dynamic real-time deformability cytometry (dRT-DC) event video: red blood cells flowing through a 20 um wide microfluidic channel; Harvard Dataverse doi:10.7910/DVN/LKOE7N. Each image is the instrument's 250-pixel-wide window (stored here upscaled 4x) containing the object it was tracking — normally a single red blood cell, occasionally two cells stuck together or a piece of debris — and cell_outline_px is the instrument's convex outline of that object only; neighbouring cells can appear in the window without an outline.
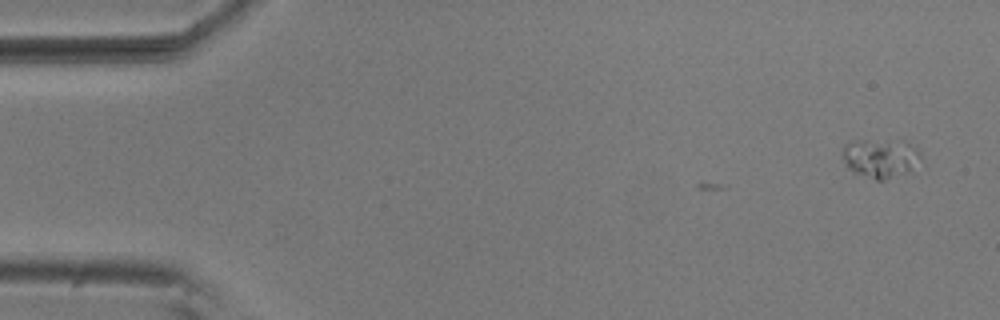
{"species": "common noctule bat (a hibernating species)", "species_latin": "Nyctalus noctula", "temperature_condition": "room temperature", "stored_images_in_passage": 6, "camera_frame_rate_fps": 3000, "um_per_image_px": 0.085, "animal": {"sex": "male", "body_mass_g": 20.5, "forearm_length_mm": 52.5}, "frame": {"image": 1, "passage_image": 1, "time_ms": 0.0, "image_size_px": [1000, 320], "cell_outline_px": [[920, 156], [908, 172], [884, 180], [876, 180], [856, 172], [848, 168], [844, 160], [844, 144], [848, 140], [900, 140], [916, 148], [920, 152]], "centroid_in_image_um": [74.8, 13.41], "position_along_channel_um": 10.2, "area_um2": 17.46}}
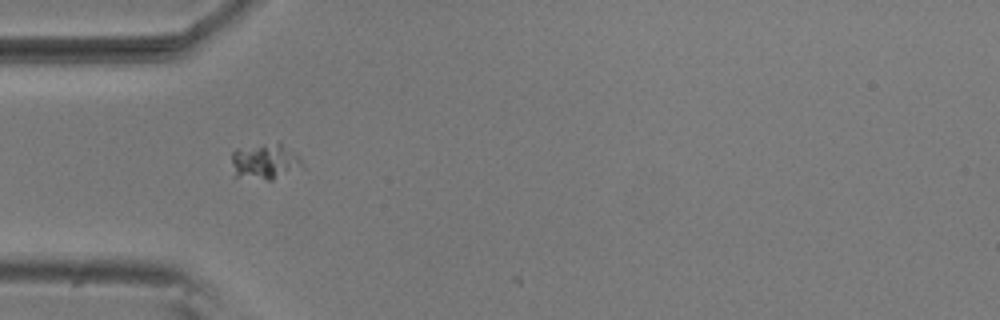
{"frame": {"image": 2, "passage_image": 5, "time_ms": 1.333, "image_size_px": [1000, 320], "cell_outline_px": [[304, 168], [272, 180], [268, 180], [232, 176], [232, 152], [236, 148], [280, 140], [296, 152], [300, 156]], "centroid_in_image_um": [22.56, 13.69], "position_along_channel_um": 62.4, "area_um2": 15.61}}
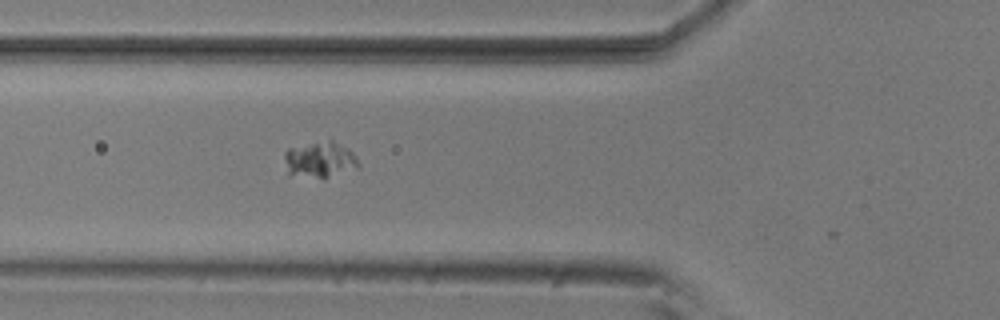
{"frame": {"image": 3, "passage_image": 6, "time_ms": 1.667, "image_size_px": [1000, 320], "cell_outline_px": [[360, 164], [356, 168], [324, 180], [288, 176], [284, 156], [284, 152], [288, 148], [328, 140], [332, 140], [348, 148], [352, 152]], "centroid_in_image_um": [27.16, 13.63], "position_along_channel_um": 98.6, "area_um2": 16.01}}